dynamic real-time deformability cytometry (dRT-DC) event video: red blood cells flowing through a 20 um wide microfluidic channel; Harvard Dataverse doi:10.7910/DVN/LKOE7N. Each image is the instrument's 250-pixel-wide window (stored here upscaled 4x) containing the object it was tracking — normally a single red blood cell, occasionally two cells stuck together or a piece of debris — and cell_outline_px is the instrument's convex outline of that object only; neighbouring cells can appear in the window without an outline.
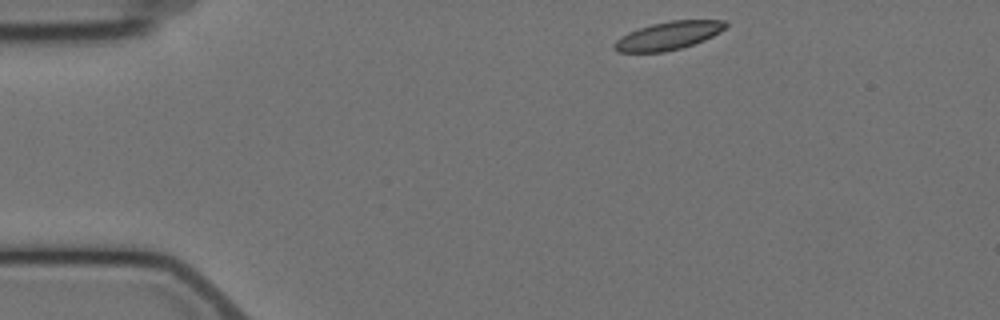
{"species": "Egyptian fruit bat (a non-hibernating species)", "species_latin": "Rousettus aegyptiacus", "temperature_condition": "cold", "stored_images_in_passage": 3, "camera_frame_rate_fps": 3000, "um_per_image_px": 0.085, "animal": {"sex": "female"}, "frame": {"image": 1, "passage_image": 1, "time_ms": 0.0, "image_size_px": [1000, 320], "cell_outline_px": [[728, 24], [720, 32], [704, 40], [680, 48], [664, 52], [616, 52], [612, 48], [612, 44], [620, 36], [628, 32], [652, 24], [672, 20], [724, 20]], "centroid_in_image_um": [56.76, 3.04], "position_along_channel_um": 28.2, "area_um2": 18.21}}